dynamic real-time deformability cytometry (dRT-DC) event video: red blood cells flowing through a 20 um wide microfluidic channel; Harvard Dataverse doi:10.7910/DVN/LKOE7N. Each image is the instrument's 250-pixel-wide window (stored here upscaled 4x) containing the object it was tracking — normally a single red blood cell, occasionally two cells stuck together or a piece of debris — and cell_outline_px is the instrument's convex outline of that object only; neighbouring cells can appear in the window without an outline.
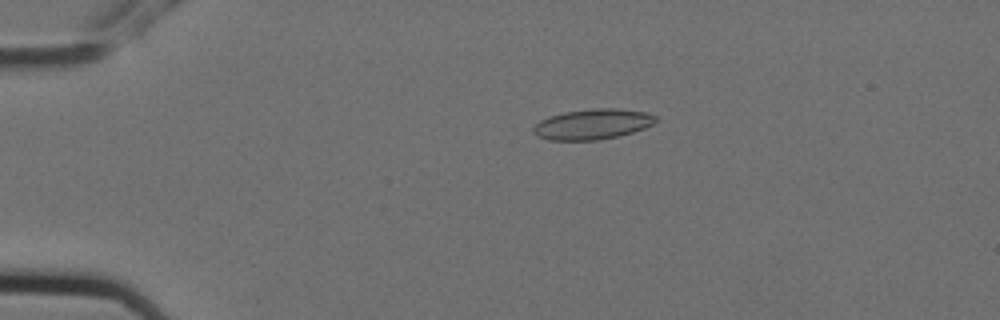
{"species": "Egyptian fruit bat (a non-hibernating species)", "species_latin": "Rousettus aegyptiacus", "temperature_condition": "cold", "stored_images_in_passage": 6, "camera_frame_rate_fps": 3000, "um_per_image_px": 0.085, "animal": {"sex": "female"}, "frame": {"image": 1, "passage_image": 6, "time_ms": 1.667, "image_size_px": [1000, 320], "cell_outline_px": [[656, 120], [652, 124], [644, 128], [620, 136], [596, 140], [548, 140], [536, 136], [532, 132], [532, 128], [540, 120], [548, 116], [564, 112], [592, 108], [616, 108], [644, 112], [656, 116]], "centroid_in_image_um": [50.32, 10.56], "position_along_channel_um": 34.7, "area_um2": 21.73}}